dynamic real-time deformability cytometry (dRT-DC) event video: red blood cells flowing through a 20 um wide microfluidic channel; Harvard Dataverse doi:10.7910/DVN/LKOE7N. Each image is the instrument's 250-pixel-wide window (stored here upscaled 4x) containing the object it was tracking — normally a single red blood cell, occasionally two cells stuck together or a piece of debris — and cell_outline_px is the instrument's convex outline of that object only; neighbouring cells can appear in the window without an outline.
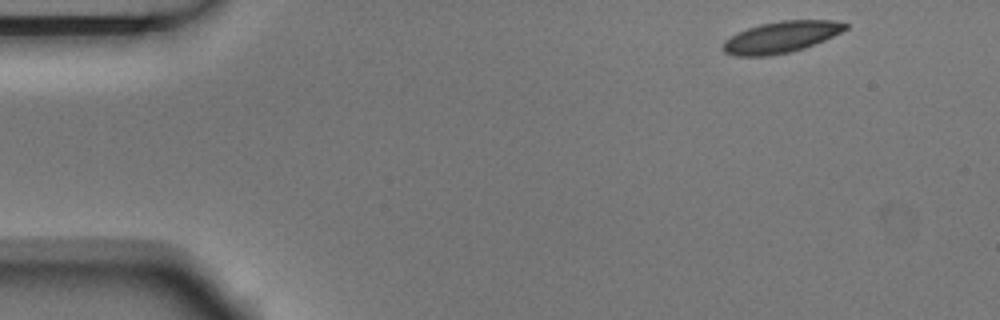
{"species": "Egyptian fruit bat (a non-hibernating species)", "species_latin": "Rousettus aegyptiacus", "temperature_condition": "room temperature", "stored_images_in_passage": 4, "camera_frame_rate_fps": 3000, "um_per_image_px": 0.085, "animal": {"sex": "male"}, "frame": {"image": 1, "passage_image": 1, "time_ms": 0.0, "image_size_px": [1000, 320], "cell_outline_px": [[848, 28], [824, 40], [804, 48], [792, 52], [768, 56], [736, 56], [724, 52], [720, 48], [724, 40], [748, 28], [760, 24], [780, 20], [832, 20], [848, 24]], "centroid_in_image_um": [66.36, 3.16], "position_along_channel_um": 18.6, "area_um2": 22.37}}
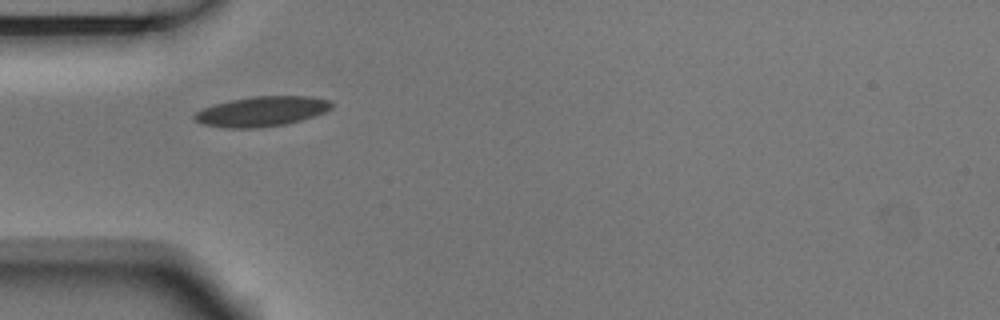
{"frame": {"image": 2, "passage_image": 3, "time_ms": 0.667, "image_size_px": [1000, 320], "cell_outline_px": [[332, 108], [324, 112], [300, 120], [284, 124], [260, 128], [220, 128], [204, 124], [196, 120], [192, 116], [196, 112], [204, 108], [216, 104], [232, 100], [256, 96], [312, 96], [332, 100]], "centroid_in_image_um": [22.27, 9.47], "position_along_channel_um": 62.7, "area_um2": 23.81}}
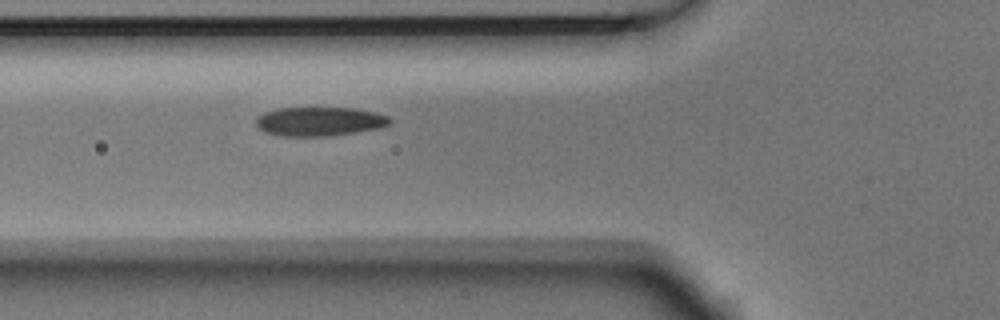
{"frame": {"image": 3, "passage_image": 4, "time_ms": 1.0, "image_size_px": [1000, 320], "cell_outline_px": [[392, 120], [388, 124], [380, 128], [356, 132], [328, 136], [284, 136], [268, 132], [260, 128], [256, 124], [256, 120], [264, 112], [276, 108], [356, 108], [376, 112], [388, 116]], "centroid_in_image_um": [27.2, 10.31], "position_along_channel_um": 98.6, "area_um2": 22.48}}